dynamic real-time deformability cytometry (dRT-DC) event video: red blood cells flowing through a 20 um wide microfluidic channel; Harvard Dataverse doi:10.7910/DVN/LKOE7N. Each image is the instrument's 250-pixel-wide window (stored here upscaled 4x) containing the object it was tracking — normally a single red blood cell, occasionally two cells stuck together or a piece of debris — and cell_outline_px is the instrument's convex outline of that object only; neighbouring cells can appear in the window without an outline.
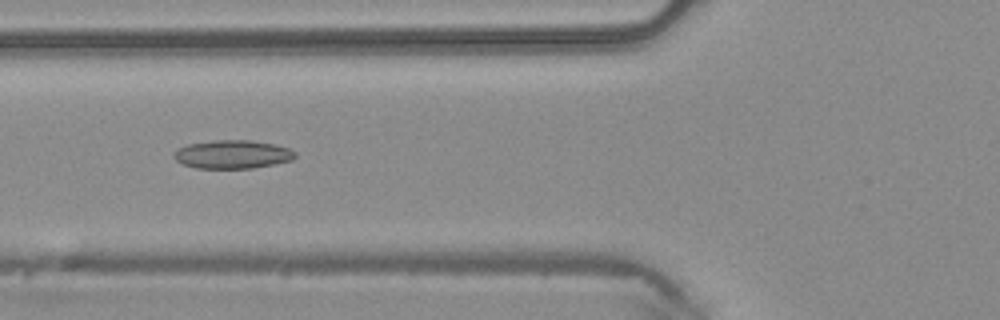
{"species": "common noctule bat (a hibernating species)", "species_latin": "Nyctalus noctula", "temperature_condition": "warm", "stored_images_in_passage": 32, "camera_frame_rate_fps": 3000, "um_per_image_px": 0.085, "animal": {"sex": "male", "body_mass_g": 20.4}, "frame": {"image": 1, "passage_image": 3, "time_ms": 0.667, "image_size_px": [1000, 320], "cell_outline_px": [[296, 156], [292, 160], [252, 168], [196, 168], [184, 164], [176, 160], [172, 156], [180, 148], [188, 144], [216, 140], [248, 140], [276, 144], [288, 148], [296, 152]], "centroid_in_image_um": [19.79, 13.12], "position_along_channel_um": 106.0, "area_um2": 19.88}}
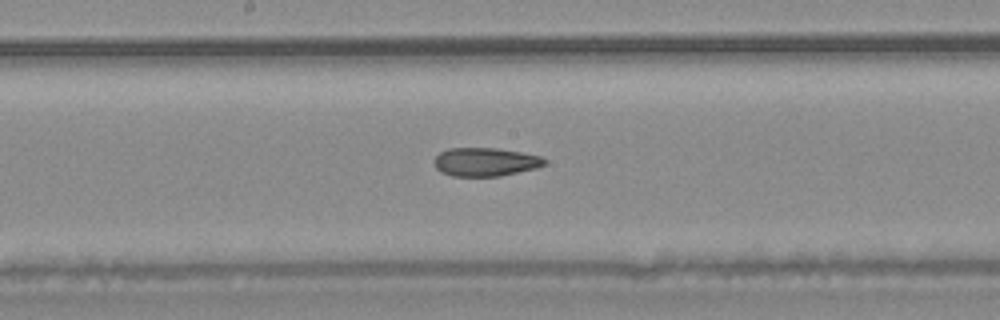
{"frame": {"image": 2, "passage_image": 10, "time_ms": 3.0, "image_size_px": [1000, 320], "cell_outline_px": [[548, 160], [544, 164], [536, 168], [500, 176], [452, 176], [440, 172], [436, 168], [432, 160], [440, 152], [448, 148], [496, 148], [544, 156]], "centroid_in_image_um": [41.24, 13.76], "position_along_channel_um": 207.0, "area_um2": 18.5}}
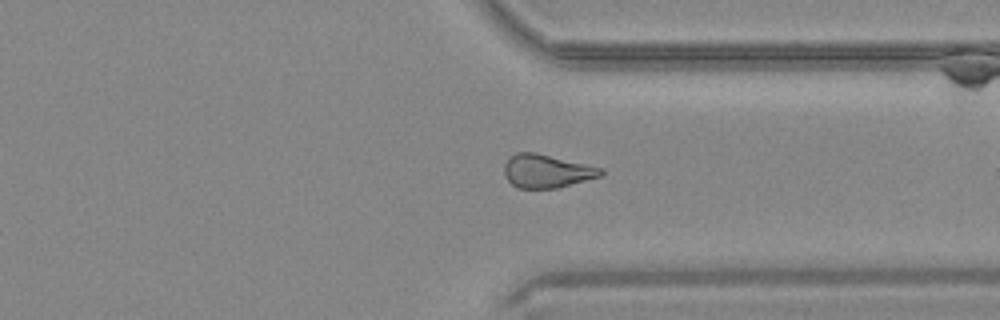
{"frame": {"image": 3, "passage_image": 21, "time_ms": 6.667, "image_size_px": [1000, 320], "cell_outline_px": [[604, 172], [600, 176], [556, 188], [516, 188], [508, 180], [504, 172], [504, 164], [516, 152], [536, 152], [604, 168]], "centroid_in_image_um": [46.47, 14.53], "position_along_channel_um": 364.9, "area_um2": 18.67}}